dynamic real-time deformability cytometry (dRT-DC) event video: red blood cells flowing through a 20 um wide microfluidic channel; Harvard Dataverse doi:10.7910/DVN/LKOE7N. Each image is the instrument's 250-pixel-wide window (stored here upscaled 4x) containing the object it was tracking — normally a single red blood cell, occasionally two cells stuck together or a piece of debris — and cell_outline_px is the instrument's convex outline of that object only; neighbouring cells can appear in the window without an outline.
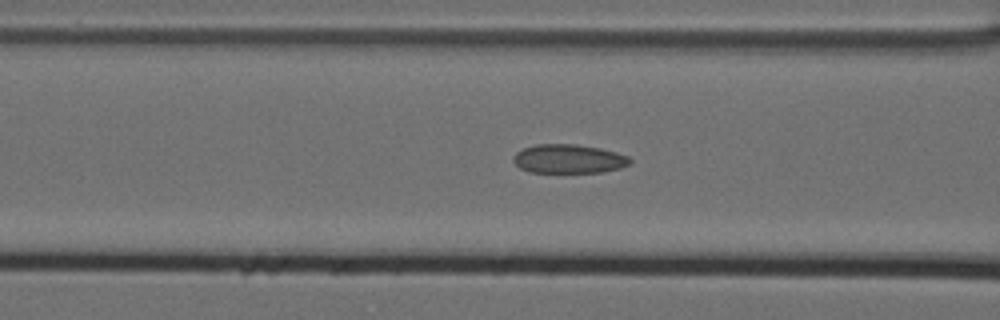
{"species": "Egyptian fruit bat (a non-hibernating species)", "species_latin": "Rousettus aegyptiacus", "temperature_condition": "cold", "stored_images_in_passage": 8, "camera_frame_rate_fps": 3000, "um_per_image_px": 0.085, "animal": {"sex": "female"}, "frame": {"image": 1, "passage_image": 7, "time_ms": 2.0, "image_size_px": [1000, 320], "cell_outline_px": [[632, 164], [620, 168], [604, 172], [528, 172], [520, 168], [512, 160], [516, 152], [524, 148], [536, 144], [576, 144], [600, 148], [616, 152], [628, 156], [632, 160]], "centroid_in_image_um": [48.36, 13.5], "position_along_channel_um": 118.2, "area_um2": 19.77}}